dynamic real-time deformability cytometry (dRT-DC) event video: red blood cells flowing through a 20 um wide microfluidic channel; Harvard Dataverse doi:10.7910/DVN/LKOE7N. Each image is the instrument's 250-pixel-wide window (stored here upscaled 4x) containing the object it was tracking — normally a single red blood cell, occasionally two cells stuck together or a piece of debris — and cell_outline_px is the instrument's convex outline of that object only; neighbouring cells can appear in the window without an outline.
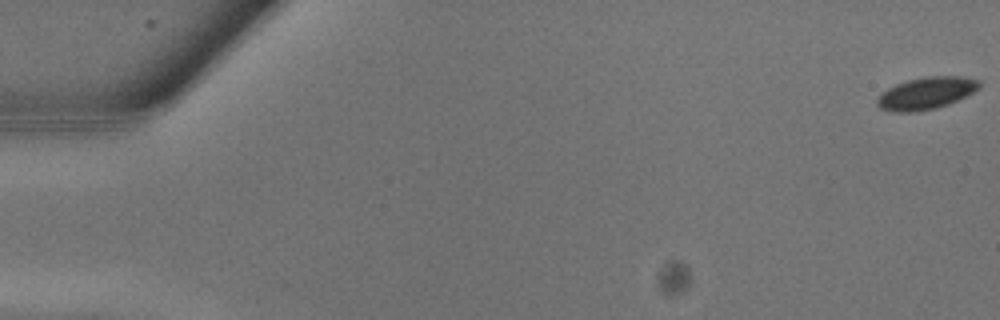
{"species": "common noctule bat (a hibernating species)", "species_latin": "Nyctalus noctula", "temperature_condition": "warm", "stored_images_in_passage": 14, "camera_frame_rate_fps": 3000, "um_per_image_px": 0.085, "animal": {"sex": "male", "body_mass_g": 13.3}, "frame": {"image": 1, "passage_image": 1, "time_ms": 0.0, "image_size_px": [1000, 320], "cell_outline_px": [[980, 88], [948, 104], [936, 108], [916, 112], [892, 112], [880, 108], [876, 104], [876, 100], [888, 88], [896, 84], [908, 80], [928, 76], [960, 76], [980, 80]], "centroid_in_image_um": [78.72, 7.93], "position_along_channel_um": 6.3, "area_um2": 18.96}}
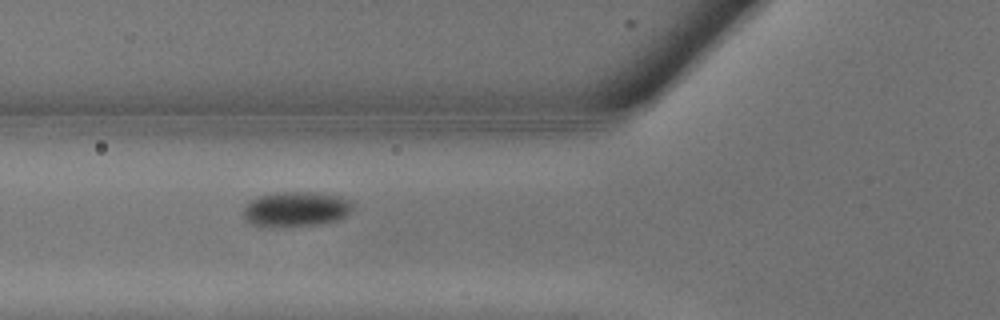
{"frame": {"image": 2, "passage_image": 11, "time_ms": 3.333, "image_size_px": [1000, 320], "cell_outline_px": [[352, 212], [340, 220], [316, 224], [284, 228], [268, 228], [252, 224], [244, 216], [244, 208], [252, 200], [260, 196], [276, 192], [316, 192], [340, 196], [348, 200], [352, 204]], "centroid_in_image_um": [25.18, 17.8], "position_along_channel_um": 100.6, "area_um2": 22.6}}
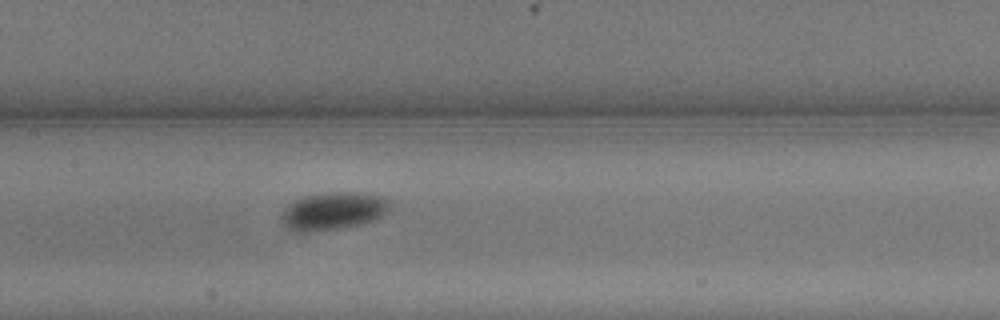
{"frame": {"image": 3, "passage_image": 14, "time_ms": 4.333, "image_size_px": [1000, 320], "cell_outline_px": [[392, 208], [384, 216], [376, 220], [344, 228], [308, 232], [296, 232], [288, 228], [280, 220], [280, 216], [284, 208], [292, 200], [300, 196], [324, 192], [360, 192], [384, 196], [392, 200]], "centroid_in_image_um": [28.36, 17.92], "position_along_channel_um": 179.0, "area_um2": 24.8}}